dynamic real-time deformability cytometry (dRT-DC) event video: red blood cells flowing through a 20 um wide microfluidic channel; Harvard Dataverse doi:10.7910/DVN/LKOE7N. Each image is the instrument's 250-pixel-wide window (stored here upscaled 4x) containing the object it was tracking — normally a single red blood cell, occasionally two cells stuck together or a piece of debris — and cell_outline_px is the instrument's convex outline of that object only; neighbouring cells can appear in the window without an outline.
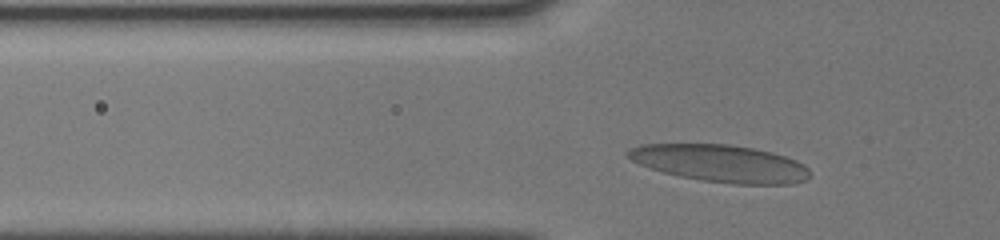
{"species": "human", "species_latin": "Homo sapiens", "temperature_condition": "cold", "stored_images_in_passage": 17, "camera_frame_rate_fps": 3000, "um_per_image_px": 0.085, "donor": {"sex": "male"}, "frame": {"image": 1, "passage_image": 8, "time_ms": 1.333, "image_size_px": [1000, 240], "cell_outline_px": [[808, 180], [792, 184], [732, 184], [700, 180], [680, 176], [664, 172], [640, 164], [632, 160], [624, 152], [628, 148], [640, 144], [728, 144], [752, 148], [772, 152], [796, 160], [804, 164], [808, 168]], "centroid_in_image_um": [61.23, 13.88], "position_along_channel_um": 64.6, "area_um2": 39.48}}
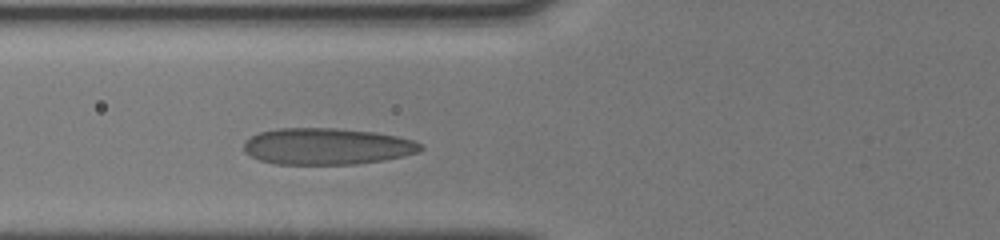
{"frame": {"image": 2, "passage_image": 13, "time_ms": 2.333, "image_size_px": [1000, 240], "cell_outline_px": [[424, 148], [420, 152], [404, 156], [384, 160], [356, 164], [276, 164], [260, 160], [244, 152], [244, 140], [260, 132], [276, 128], [336, 128], [372, 132], [396, 136], [416, 140], [424, 144]], "centroid_in_image_um": [27.82, 12.44], "position_along_channel_um": 98.0, "area_um2": 37.86}}
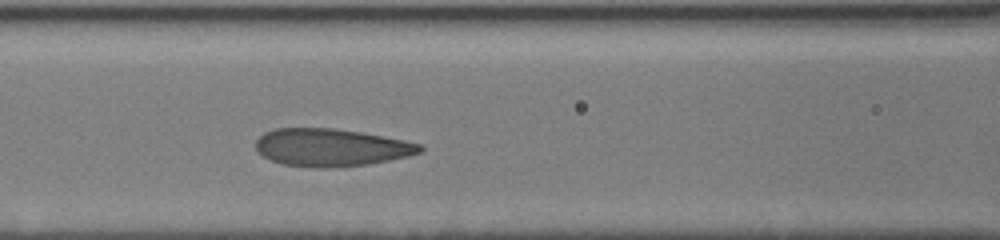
{"frame": {"image": 3, "passage_image": 17, "time_ms": 3.333, "image_size_px": [1000, 240], "cell_outline_px": [[424, 152], [408, 156], [368, 164], [324, 168], [320, 168], [284, 164], [272, 160], [256, 152], [256, 140], [264, 132], [276, 128], [336, 128], [360, 132], [404, 140], [420, 144], [424, 148]], "centroid_in_image_um": [28.14, 12.53], "position_along_channel_um": 138.5, "area_um2": 35.89}}